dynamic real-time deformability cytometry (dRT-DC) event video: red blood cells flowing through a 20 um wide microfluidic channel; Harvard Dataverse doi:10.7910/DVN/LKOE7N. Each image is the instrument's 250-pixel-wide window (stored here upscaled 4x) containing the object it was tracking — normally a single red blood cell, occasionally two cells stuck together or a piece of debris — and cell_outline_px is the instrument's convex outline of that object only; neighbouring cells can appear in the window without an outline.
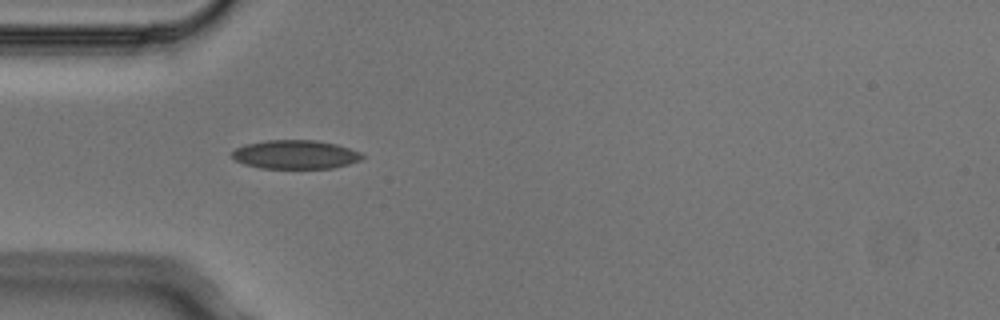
{"species": "Egyptian fruit bat (a non-hibernating species)", "species_latin": "Rousettus aegyptiacus", "temperature_condition": "cold", "stored_images_in_passage": 3, "camera_frame_rate_fps": 3000, "um_per_image_px": 0.085, "animal": {"sex": "male"}, "frame": {"image": 1, "passage_image": 2, "time_ms": 0.333, "image_size_px": [1000, 320], "cell_outline_px": [[364, 156], [360, 160], [348, 164], [332, 168], [260, 168], [244, 164], [236, 160], [232, 156], [232, 152], [236, 148], [244, 144], [268, 140], [316, 140], [336, 144], [360, 152]], "centroid_in_image_um": [25.09, 13.13], "position_along_channel_um": 59.9, "area_um2": 21.73}}
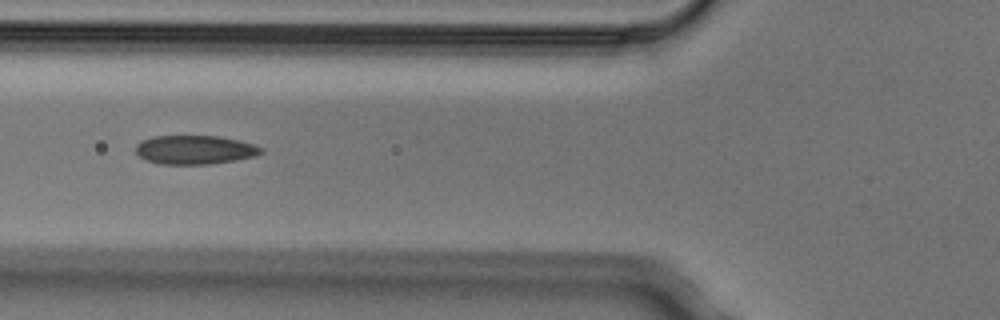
{"frame": {"image": 2, "passage_image": 3, "time_ms": 0.667, "image_size_px": [1000, 320], "cell_outline_px": [[264, 152], [256, 156], [236, 160], [212, 164], [160, 164], [148, 160], [140, 156], [136, 152], [136, 144], [140, 140], [152, 136], [216, 136], [236, 140], [252, 144], [264, 148]], "centroid_in_image_um": [16.56, 12.73], "position_along_channel_um": 109.2, "area_um2": 21.1}}